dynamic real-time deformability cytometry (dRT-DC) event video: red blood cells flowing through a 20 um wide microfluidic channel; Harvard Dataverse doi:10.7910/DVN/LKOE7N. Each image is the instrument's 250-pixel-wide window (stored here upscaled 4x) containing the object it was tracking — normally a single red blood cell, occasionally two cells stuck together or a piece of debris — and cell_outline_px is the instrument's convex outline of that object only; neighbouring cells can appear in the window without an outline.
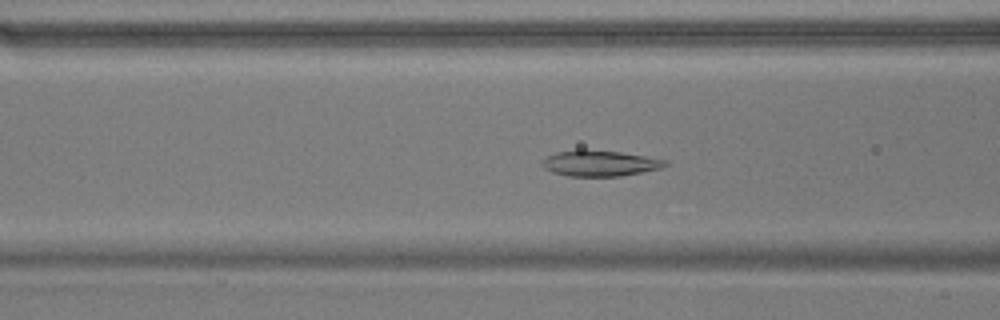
{"species": "common noctule bat (a hibernating species)", "species_latin": "Nyctalus noctula", "temperature_condition": "warm", "stored_images_in_passage": 49, "camera_frame_rate_fps": 3000, "um_per_image_px": 0.085, "animal": {"sex": "male", "body_mass_g": 17.9}, "frame": {"image": 1, "passage_image": 21, "time_ms": 6.667, "image_size_px": [1000, 320], "cell_outline_px": [[668, 164], [660, 168], [620, 176], [568, 176], [552, 172], [544, 168], [540, 164], [548, 156], [556, 152], [580, 148], [584, 148], [620, 152], [668, 160]], "centroid_in_image_um": [50.95, 13.86], "position_along_channel_um": 115.7, "area_um2": 18.61}}
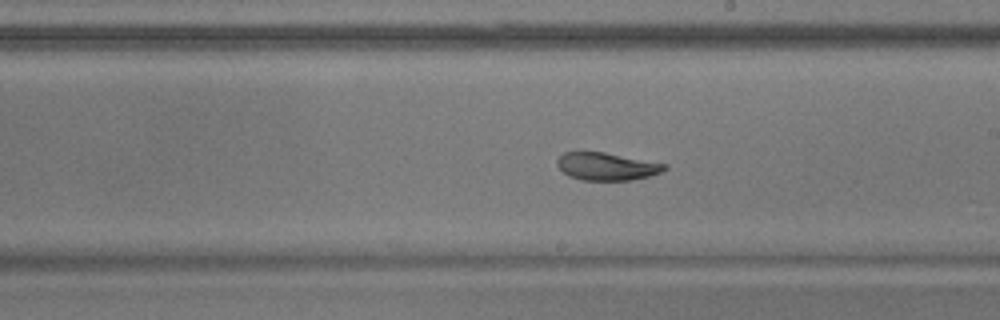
{"frame": {"image": 2, "passage_image": 31, "time_ms": 10.0, "image_size_px": [1000, 320], "cell_outline_px": [[668, 168], [660, 172], [648, 176], [628, 180], [580, 180], [568, 176], [556, 164], [556, 160], [564, 152], [604, 152], [668, 164]], "centroid_in_image_um": [51.56, 14.14], "position_along_channel_um": 237.4, "area_um2": 17.22}}
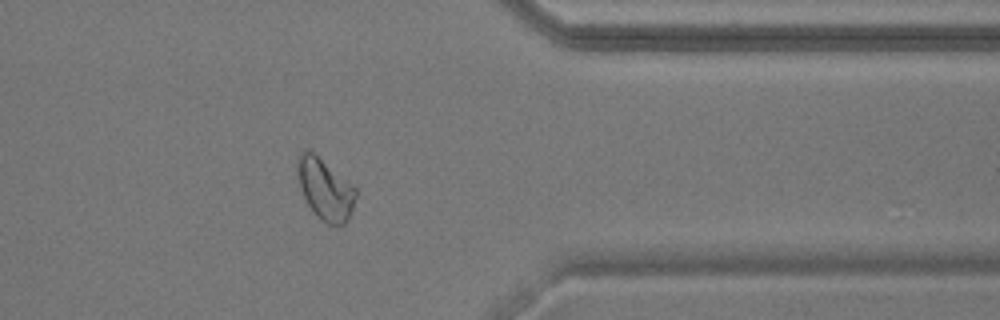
{"frame": {"image": 3, "passage_image": 44, "time_ms": 14.333, "image_size_px": [1000, 320], "cell_outline_px": [[356, 196], [352, 212], [348, 220], [344, 224], [328, 224], [320, 220], [316, 216], [308, 204], [300, 188], [296, 176], [296, 160], [300, 152], [312, 152], [352, 184], [356, 188]], "centroid_in_image_um": [27.62, 16.1], "position_along_channel_um": 383.8, "area_um2": 20.69}}